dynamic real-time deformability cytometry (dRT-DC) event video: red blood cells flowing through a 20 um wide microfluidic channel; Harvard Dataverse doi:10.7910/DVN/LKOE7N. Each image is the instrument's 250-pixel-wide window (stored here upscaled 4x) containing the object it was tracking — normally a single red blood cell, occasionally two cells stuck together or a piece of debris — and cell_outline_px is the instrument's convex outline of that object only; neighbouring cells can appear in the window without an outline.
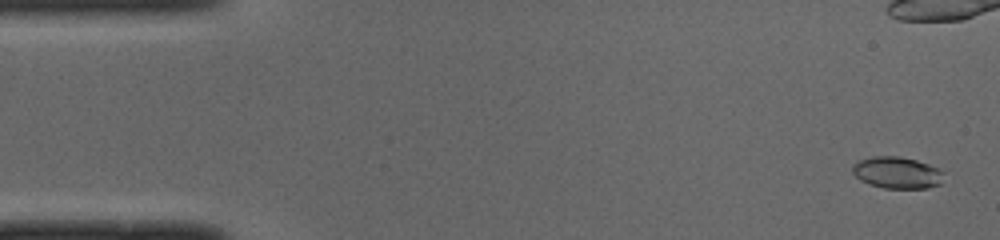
{"species": "common noctule bat (a hibernating species)", "species_latin": "Nyctalus noctula", "temperature_condition": "cold", "stored_images_in_passage": 51, "camera_frame_rate_fps": 3000, "um_per_image_px": 0.085, "animal": {"sex": "male", "body_mass_g": 19.0, "forearm_length_mm": 50.8}, "frame": {"image": 1, "passage_image": 2, "time_ms": 0.333, "image_size_px": [1000, 240], "cell_outline_px": [[944, 172], [940, 184], [928, 188], [884, 188], [868, 184], [860, 180], [852, 172], [852, 164], [856, 160], [872, 156], [900, 156], [916, 160], [928, 164]], "centroid_in_image_um": [76.2, 14.67], "position_along_channel_um": 8.8, "area_um2": 16.99}}
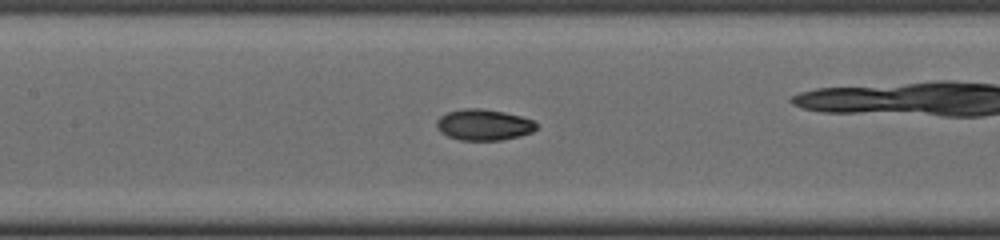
{"frame": {"image": 2, "passage_image": 23, "time_ms": 7.333, "image_size_px": [1000, 240], "cell_outline_px": [[536, 128], [532, 132], [520, 136], [500, 140], [460, 140], [448, 136], [440, 132], [436, 124], [436, 120], [440, 116], [448, 112], [464, 108], [476, 108], [504, 112], [520, 116], [532, 120], [536, 124]], "centroid_in_image_um": [41.09, 10.61], "position_along_channel_um": 166.3, "area_um2": 17.92}}
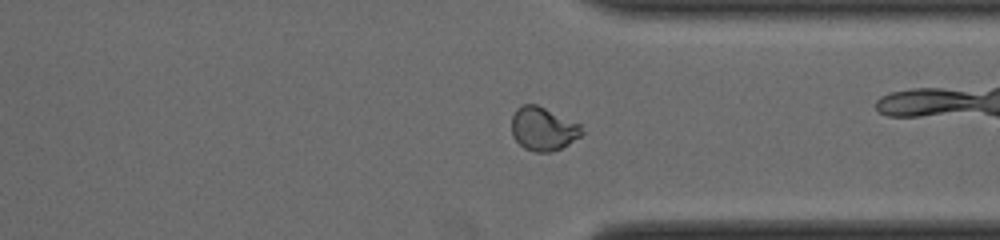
{"frame": {"image": 3, "passage_image": 38, "time_ms": 12.333, "image_size_px": [1000, 240], "cell_outline_px": [[584, 132], [580, 136], [568, 144], [552, 152], [536, 152], [524, 148], [512, 136], [512, 116], [516, 108], [520, 104], [536, 104], [580, 124]], "centroid_in_image_um": [46.15, 10.94], "position_along_channel_um": 365.3, "area_um2": 17.74}, "authors_computed_cell_mechanics": {"area_um2": 17.3978, "velocity_mm_per_s": 3.9954, "shape_relaxation_time_tau1_ms": 6.5227, "shape_relaxation_time_tau2_ms": 1.999, "deformation_change_tau1": 0.1957, "deformation_change_tau2": 0.0503}}